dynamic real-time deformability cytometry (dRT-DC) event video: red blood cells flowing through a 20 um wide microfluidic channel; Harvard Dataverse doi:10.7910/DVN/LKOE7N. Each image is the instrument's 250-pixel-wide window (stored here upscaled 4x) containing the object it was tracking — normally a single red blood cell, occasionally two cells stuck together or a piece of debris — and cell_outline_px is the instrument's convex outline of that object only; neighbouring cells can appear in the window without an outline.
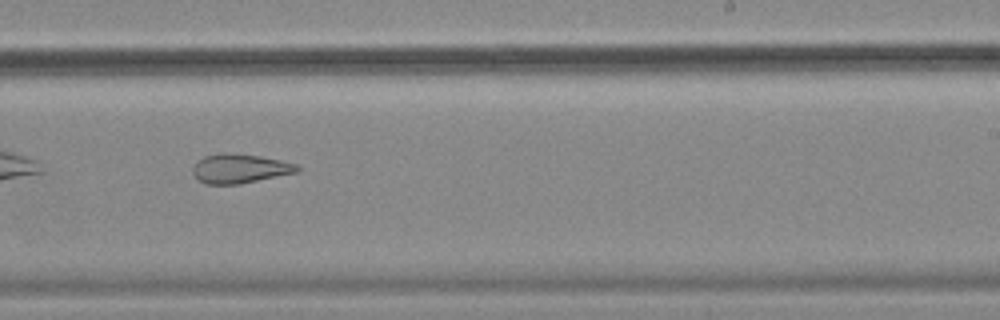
{"species": "common noctule bat (a hibernating species)", "species_latin": "Nyctalus noctula", "temperature_condition": "cold", "stored_images_in_passage": 40, "camera_frame_rate_fps": 3000, "um_per_image_px": 0.085, "animal": {"sex": "female", "body_mass_g": 18.4}, "frame": {"image": 1, "passage_image": 18, "time_ms": 5.667, "image_size_px": [1000, 320], "cell_outline_px": [[300, 172], [240, 184], [204, 184], [192, 172], [192, 168], [204, 156], [220, 152], [228, 152], [260, 156], [280, 160], [296, 164], [300, 168]], "centroid_in_image_um": [20.41, 14.32], "position_along_channel_um": 268.6, "area_um2": 17.86}, "authors_computed_cell_mechanics": {"area_um2": 19.6231, "velocity_mm_per_s": 3.5096, "shape_relaxation_time_tau1_ms": null, "shape_relaxation_time_tau2_ms": 4.8453, "deformation_change_tau1": null, "deformation_change_tau2": 0.1373}}